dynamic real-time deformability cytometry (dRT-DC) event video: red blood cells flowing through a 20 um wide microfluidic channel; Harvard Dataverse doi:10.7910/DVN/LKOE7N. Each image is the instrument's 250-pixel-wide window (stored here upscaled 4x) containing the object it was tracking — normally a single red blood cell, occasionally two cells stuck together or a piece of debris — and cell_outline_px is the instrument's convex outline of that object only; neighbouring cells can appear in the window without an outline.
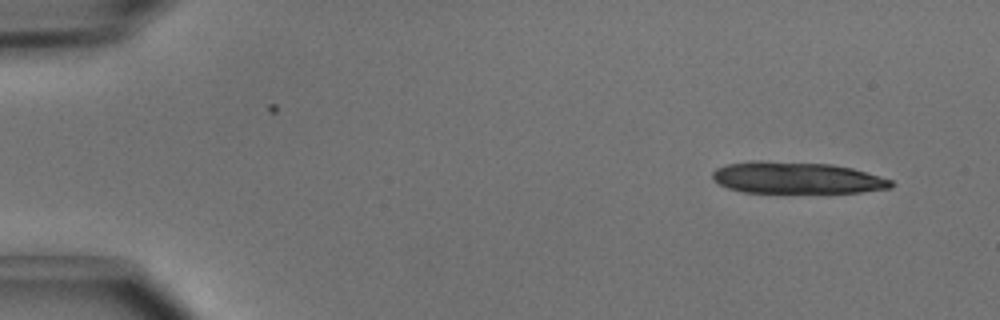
{"species": "common noctule bat (a hibernating species)", "species_latin": "Nyctalus noctula", "temperature_condition": "cold", "stored_images_in_passage": 4, "camera_frame_rate_fps": 3000, "um_per_image_px": 0.085, "animal": {"sex": "male", "body_mass_g": 15.6}, "frame": {"image": 1, "passage_image": 1, "time_ms": 0.0, "image_size_px": [1000, 320], "cell_outline_px": [[896, 184], [892, 188], [860, 192], [744, 192], [728, 188], [712, 180], [712, 172], [716, 168], [728, 164], [752, 160], [760, 160], [832, 164], [852, 168], [892, 180]], "centroid_in_image_um": [67.71, 15.1], "position_along_channel_um": 17.3, "area_um2": 33.0}}